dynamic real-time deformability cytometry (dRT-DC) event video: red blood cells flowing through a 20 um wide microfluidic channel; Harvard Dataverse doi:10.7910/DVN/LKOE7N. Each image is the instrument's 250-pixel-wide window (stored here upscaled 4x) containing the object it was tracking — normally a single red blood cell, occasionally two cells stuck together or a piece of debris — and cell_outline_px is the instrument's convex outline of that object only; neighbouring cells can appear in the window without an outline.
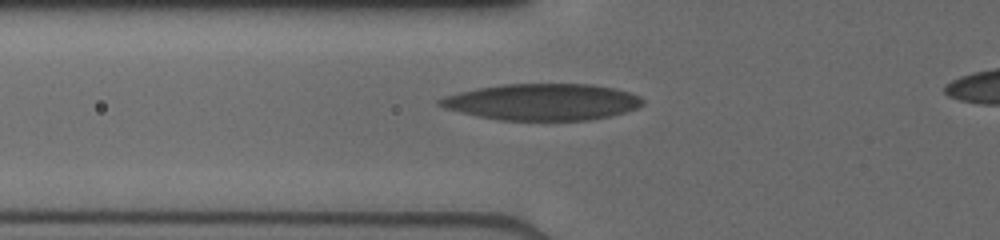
{"species": "human", "species_latin": "Homo sapiens", "temperature_condition": "cold", "stored_images_in_passage": 4, "camera_frame_rate_fps": 3000, "um_per_image_px": 0.085, "donor": {"sex": "male"}, "frame": {"image": 1, "passage_image": 3, "time_ms": 1.0, "image_size_px": [1000, 240], "cell_outline_px": [[644, 104], [636, 108], [624, 112], [608, 116], [588, 120], [500, 120], [460, 112], [436, 104], [436, 100], [444, 96], [476, 88], [504, 84], [588, 84], [612, 88], [628, 92], [640, 96], [644, 100]], "centroid_in_image_um": [46.09, 8.66], "position_along_channel_um": 79.7, "area_um2": 42.83}}